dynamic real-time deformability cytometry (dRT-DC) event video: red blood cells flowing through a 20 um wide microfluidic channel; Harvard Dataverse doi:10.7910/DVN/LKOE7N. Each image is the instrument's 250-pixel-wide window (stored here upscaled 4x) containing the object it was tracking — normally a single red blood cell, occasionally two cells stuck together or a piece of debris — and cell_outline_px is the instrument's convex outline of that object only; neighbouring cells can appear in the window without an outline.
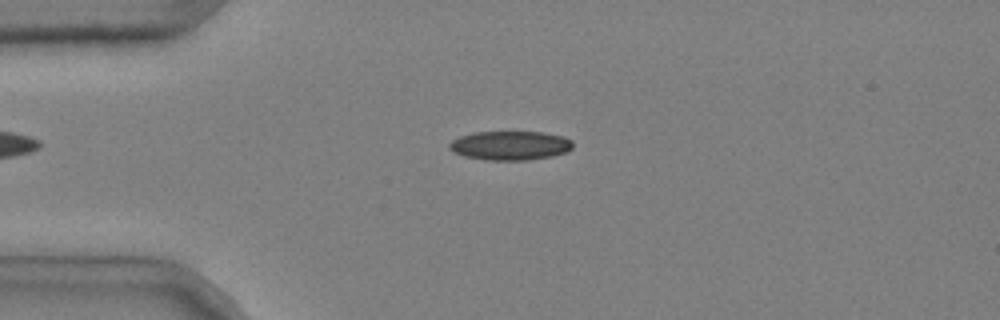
{"species": "common noctule bat (a hibernating species)", "species_latin": "Nyctalus noctula", "temperature_condition": "cold", "stored_images_in_passage": 5, "camera_frame_rate_fps": 3000, "um_per_image_px": 0.085, "animal": {"sex": "male", "body_mass_g": 20.4}, "frame": {"image": 1, "passage_image": 3, "time_ms": 0.667, "image_size_px": [1000, 320], "cell_outline_px": [[572, 148], [564, 152], [552, 156], [528, 160], [484, 160], [464, 156], [448, 148], [448, 144], [452, 140], [460, 136], [472, 132], [544, 132], [564, 136], [572, 140]], "centroid_in_image_um": [43.36, 12.36], "position_along_channel_um": 41.6, "area_um2": 20.98}}